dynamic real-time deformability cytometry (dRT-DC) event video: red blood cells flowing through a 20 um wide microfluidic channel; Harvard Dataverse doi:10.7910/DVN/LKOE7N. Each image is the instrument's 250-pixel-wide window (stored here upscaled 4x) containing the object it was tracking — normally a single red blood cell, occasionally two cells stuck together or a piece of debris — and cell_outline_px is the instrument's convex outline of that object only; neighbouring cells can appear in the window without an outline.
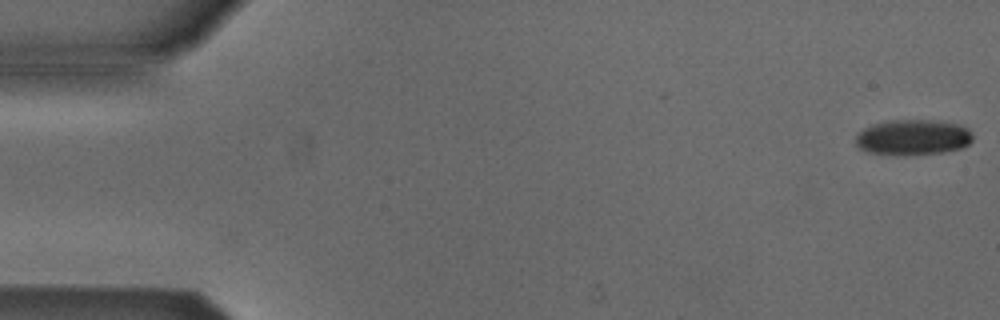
{"species": "Egyptian fruit bat (a non-hibernating species)", "species_latin": "Rousettus aegyptiacus", "temperature_condition": "cold", "stored_images_in_passage": 5, "camera_frame_rate_fps": 3000, "um_per_image_px": 0.085, "animal": {"sex": "male"}, "frame": {"image": 1, "passage_image": 1, "time_ms": 0.0, "image_size_px": [1000, 320], "cell_outline_px": [[972, 140], [968, 144], [960, 148], [944, 152], [904, 156], [868, 152], [860, 148], [856, 144], [856, 132], [872, 124], [888, 120], [940, 120], [960, 124], [968, 128], [972, 136]], "centroid_in_image_um": [77.59, 11.66], "position_along_channel_um": 7.4, "area_um2": 24.62}}
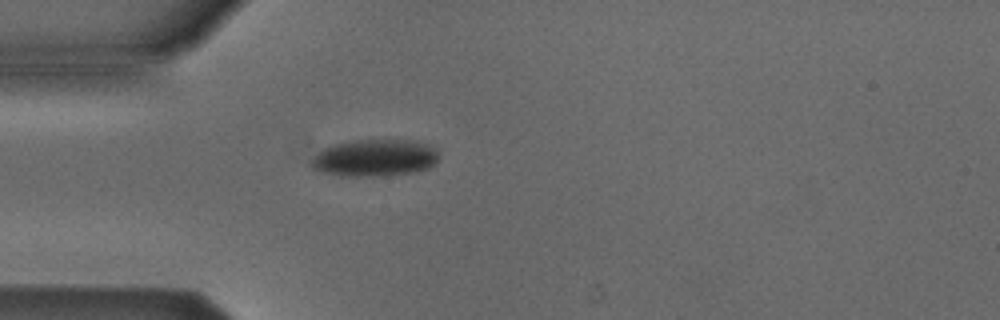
{"frame": {"image": 2, "passage_image": 5, "time_ms": 4.667, "image_size_px": [1000, 320], "cell_outline_px": [[436, 160], [428, 168], [412, 172], [384, 176], [340, 176], [320, 172], [312, 168], [312, 160], [324, 148], [332, 144], [352, 140], [412, 140], [428, 144], [436, 148]], "centroid_in_image_um": [31.83, 13.42], "position_along_channel_um": 53.2, "area_um2": 27.4}}